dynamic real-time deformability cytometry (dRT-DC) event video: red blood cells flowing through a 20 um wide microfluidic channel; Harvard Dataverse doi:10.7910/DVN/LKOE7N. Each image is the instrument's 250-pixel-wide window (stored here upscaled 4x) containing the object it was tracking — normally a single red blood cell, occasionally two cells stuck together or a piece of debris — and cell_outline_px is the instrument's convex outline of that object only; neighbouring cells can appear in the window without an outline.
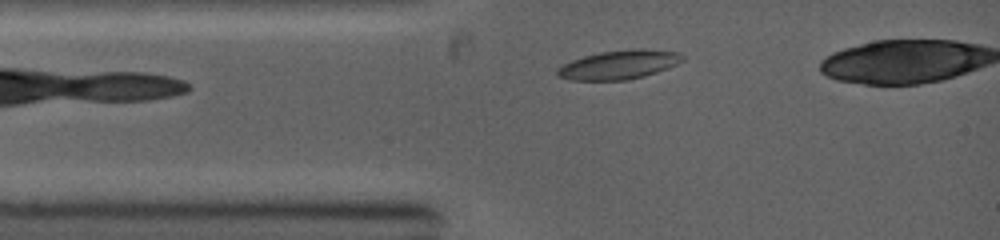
{"species": "common noctule bat (a hibernating species)", "species_latin": "Nyctalus noctula", "temperature_condition": "warm", "stored_images_in_passage": 21, "camera_frame_rate_fps": 5000, "um_per_image_px": 0.085, "animal": {"sex": "female", "body_mass_g": 19.0, "forearm_length_mm": 53.3}, "frame": {"image": 1, "passage_image": 4, "time_ms": 1.0, "image_size_px": [1000, 240], "cell_outline_px": [[684, 60], [668, 68], [644, 76], [628, 80], [568, 80], [556, 76], [556, 68], [572, 60], [584, 56], [600, 52], [632, 48], [680, 52], [684, 56]], "centroid_in_image_um": [52.59, 5.5], "position_along_channel_um": 32.4, "area_um2": 21.21}}
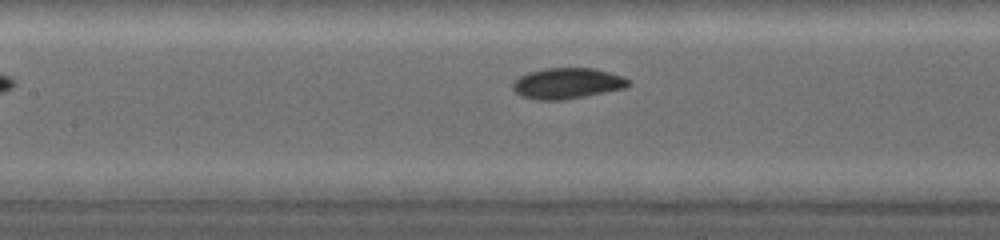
{"frame": {"image": 2, "passage_image": 11, "time_ms": 4.0, "image_size_px": [1000, 240], "cell_outline_px": [[632, 84], [624, 88], [564, 100], [536, 100], [520, 96], [512, 88], [512, 80], [528, 72], [544, 68], [596, 68], [624, 76]], "centroid_in_image_um": [48.19, 7.08], "position_along_channel_um": 159.2, "area_um2": 20.98}}
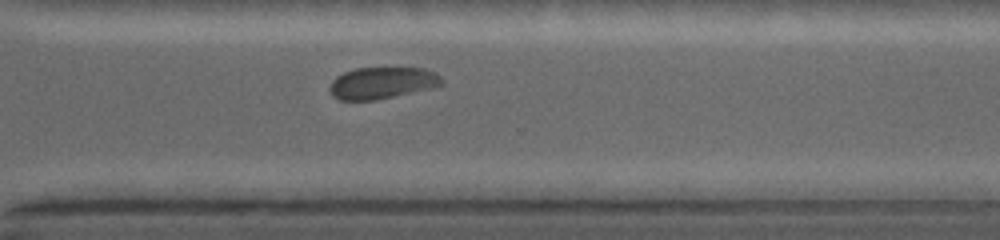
{"frame": {"image": 3, "passage_image": 21, "time_ms": 8.0, "image_size_px": [1000, 240], "cell_outline_px": [[444, 84], [432, 88], [376, 100], [340, 100], [332, 96], [328, 88], [332, 80], [336, 76], [344, 72], [356, 68], [424, 68], [440, 76], [444, 80]], "centroid_in_image_um": [32.46, 7.05], "position_along_channel_um": 338.1, "area_um2": 20.81}}